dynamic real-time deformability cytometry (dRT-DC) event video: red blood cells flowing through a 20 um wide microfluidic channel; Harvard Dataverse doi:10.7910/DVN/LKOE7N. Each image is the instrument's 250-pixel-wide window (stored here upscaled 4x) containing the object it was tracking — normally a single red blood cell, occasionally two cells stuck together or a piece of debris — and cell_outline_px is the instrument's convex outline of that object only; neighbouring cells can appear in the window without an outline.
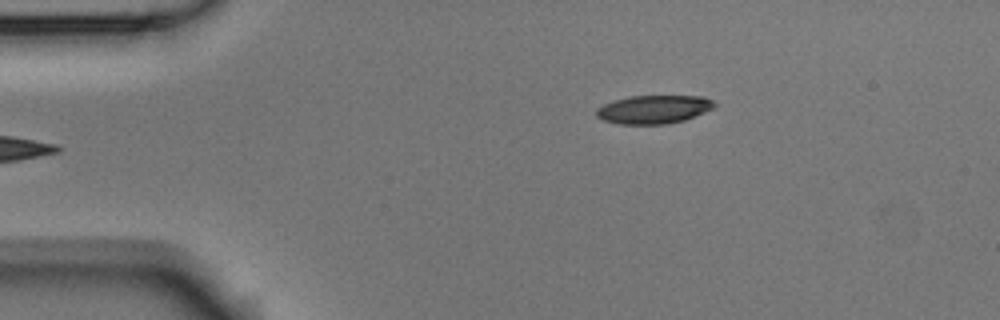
{"species": "Egyptian fruit bat (a non-hibernating species)", "species_latin": "Rousettus aegyptiacus", "temperature_condition": "room temperature", "stored_images_in_passage": 4, "camera_frame_rate_fps": 3000, "um_per_image_px": 0.085, "animal": {"sex": "male"}, "frame": {"image": 1, "passage_image": 4, "time_ms": 1.0, "image_size_px": [1000, 320], "cell_outline_px": [[716, 104], [712, 108], [704, 112], [684, 120], [664, 124], [620, 124], [604, 120], [596, 116], [596, 108], [604, 104], [628, 96], [704, 96], [712, 100]], "centroid_in_image_um": [55.55, 9.29], "position_along_channel_um": 29.4, "area_um2": 19.36}}